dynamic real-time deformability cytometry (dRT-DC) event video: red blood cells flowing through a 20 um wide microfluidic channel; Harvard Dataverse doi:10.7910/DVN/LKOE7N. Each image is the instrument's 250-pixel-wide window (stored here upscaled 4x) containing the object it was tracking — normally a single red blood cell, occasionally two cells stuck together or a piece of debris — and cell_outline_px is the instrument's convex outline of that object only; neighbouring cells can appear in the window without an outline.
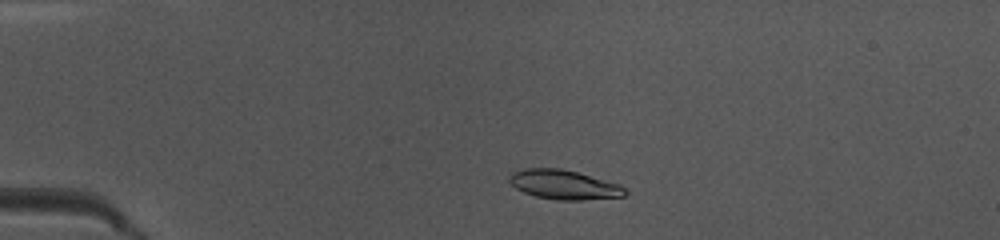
{"species": "common noctule bat (a hibernating species)", "species_latin": "Nyctalus noctula", "temperature_condition": "warm", "stored_images_in_passage": 39, "camera_frame_rate_fps": 3000, "um_per_image_px": 0.085, "animal": {"sex": "female", "body_mass_g": 10.0, "forearm_length_mm": 53.1}, "frame": {"image": 1, "passage_image": 1, "time_ms": 0.0, "image_size_px": [1000, 240], "cell_outline_px": [[628, 192], [624, 196], [580, 200], [556, 200], [536, 196], [524, 192], [516, 188], [508, 180], [508, 176], [512, 172], [524, 168], [560, 168], [576, 172], [620, 184]], "centroid_in_image_um": [47.91, 15.69], "position_along_channel_um": 37.1, "area_um2": 19.71}}
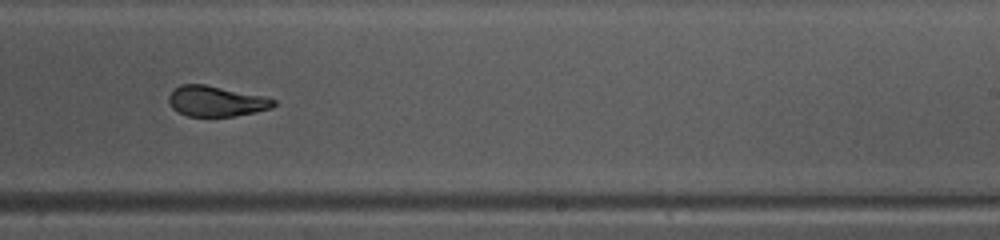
{"frame": {"image": 2, "passage_image": 21, "time_ms": 6.667, "image_size_px": [1000, 240], "cell_outline_px": [[276, 104], [272, 108], [256, 112], [232, 116], [188, 116], [172, 108], [168, 104], [168, 96], [180, 84], [204, 84], [260, 96], [276, 100]], "centroid_in_image_um": [18.34, 8.61], "position_along_channel_um": 270.7, "area_um2": 18.32}}
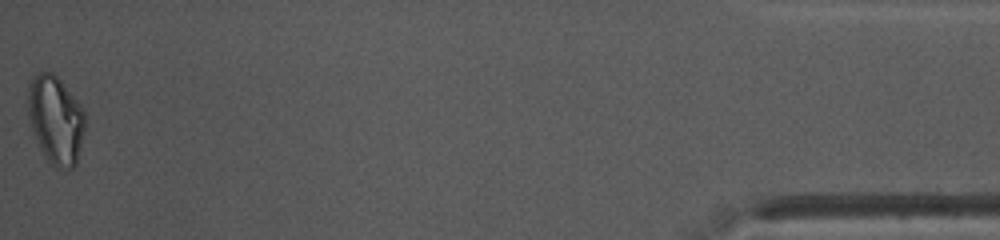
{"frame": {"image": 3, "passage_image": 39, "time_ms": 12.667, "image_size_px": [1000, 240], "cell_outline_px": [[84, 132], [76, 164], [72, 168], [56, 168], [44, 156], [40, 148], [32, 128], [28, 116], [28, 88], [32, 80], [40, 72], [52, 72], [60, 80], [80, 104], [84, 112]], "centroid_in_image_um": [4.73, 10.19], "position_along_channel_um": 430.5, "area_um2": 28.84}, "authors_computed_cell_mechanics": {"area_um2": 19.7098, "velocity_mm_per_s": 4.0751, "shape_relaxation_time_tau1_ms": 4.9133, "shape_relaxation_time_tau2_ms": 1.7148, "deformation_change_tau1": 0.1894, "deformation_change_tau2": 0.0468}}